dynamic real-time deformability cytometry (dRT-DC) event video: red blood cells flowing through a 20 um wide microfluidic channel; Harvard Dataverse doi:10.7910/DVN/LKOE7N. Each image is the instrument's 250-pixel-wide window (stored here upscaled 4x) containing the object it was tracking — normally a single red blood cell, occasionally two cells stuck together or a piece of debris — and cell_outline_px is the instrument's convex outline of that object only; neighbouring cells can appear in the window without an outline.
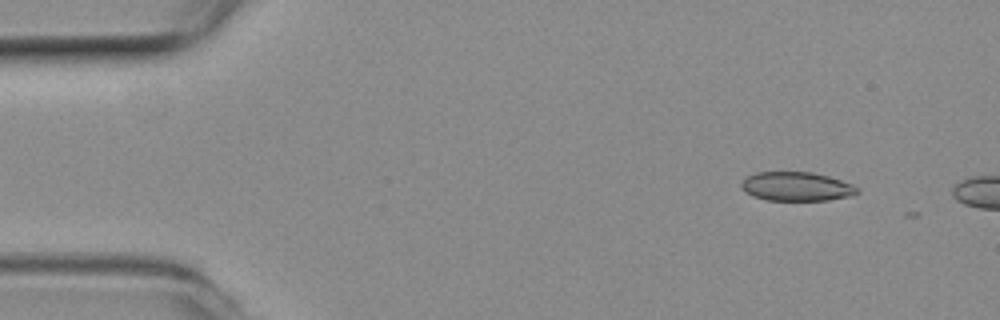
{"species": "common noctule bat (a hibernating species)", "species_latin": "Nyctalus noctula", "temperature_condition": "room temperature", "stored_images_in_passage": 2, "camera_frame_rate_fps": 3000, "um_per_image_px": 0.085, "animal": {"sex": "female", "body_mass_g": 19.3, "forearm_length_mm": 54.1}, "frame": {"image": 1, "passage_image": 1, "time_ms": 0.0, "image_size_px": [1000, 320], "cell_outline_px": [[860, 192], [848, 196], [828, 200], [764, 200], [752, 196], [740, 184], [744, 176], [756, 172], [812, 172], [828, 176], [852, 184], [860, 188]], "centroid_in_image_um": [67.69, 15.84], "position_along_channel_um": 17.3, "area_um2": 19.59}}